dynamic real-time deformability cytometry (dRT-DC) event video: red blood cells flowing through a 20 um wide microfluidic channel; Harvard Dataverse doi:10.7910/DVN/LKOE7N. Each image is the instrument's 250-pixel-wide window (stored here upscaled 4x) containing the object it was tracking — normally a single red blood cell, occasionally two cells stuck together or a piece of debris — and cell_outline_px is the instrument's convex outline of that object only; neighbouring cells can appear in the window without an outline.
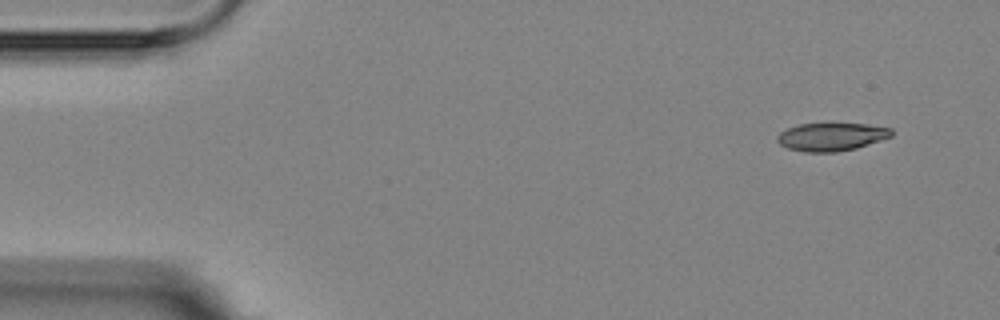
{"species": "Egyptian fruit bat (a non-hibernating species)", "species_latin": "Rousettus aegyptiacus", "temperature_condition": "room temperature", "stored_images_in_passage": 6, "camera_frame_rate_fps": 3000, "um_per_image_px": 0.085, "animal": {"sex": "female"}, "frame": {"image": 1, "passage_image": 1, "time_ms": 0.0, "image_size_px": [1000, 320], "cell_outline_px": [[892, 136], [856, 148], [836, 152], [804, 152], [788, 148], [780, 144], [776, 140], [776, 136], [780, 132], [788, 128], [800, 124], [828, 120], [868, 124], [892, 128]], "centroid_in_image_um": [70.66, 11.57], "position_along_channel_um": 14.3, "area_um2": 19.54}}
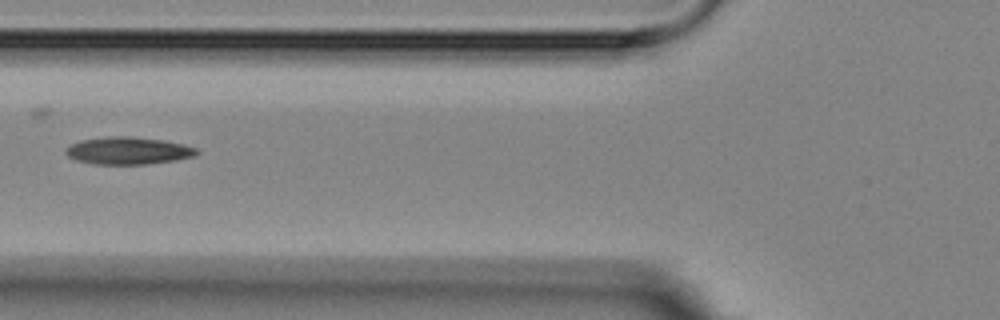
{"frame": {"image": 2, "passage_image": 5, "time_ms": 5.667, "image_size_px": [1000, 320], "cell_outline_px": [[200, 152], [196, 156], [176, 160], [148, 164], [92, 164], [76, 160], [68, 156], [64, 152], [64, 148], [80, 140], [108, 136], [128, 136], [164, 140], [184, 144], [196, 148]], "centroid_in_image_um": [10.9, 12.81], "position_along_channel_um": 114.9, "area_um2": 21.1}}
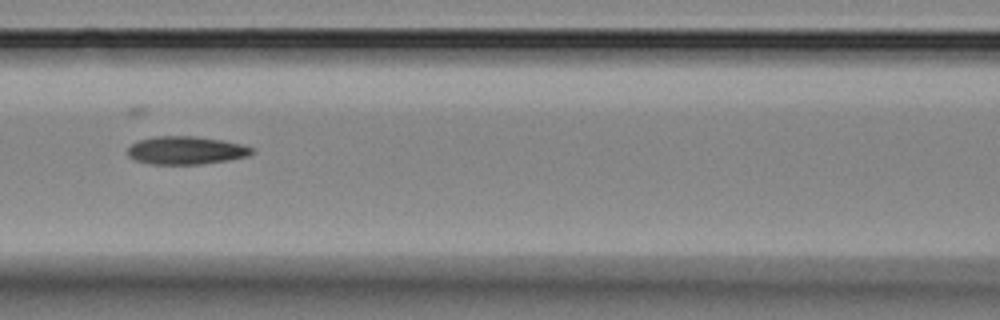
{"frame": {"image": 3, "passage_image": 6, "time_ms": 6.667, "image_size_px": [1000, 320], "cell_outline_px": [[256, 152], [248, 156], [228, 160], [200, 164], [148, 164], [136, 160], [128, 156], [128, 148], [132, 144], [140, 140], [152, 136], [196, 136], [220, 140], [240, 144], [252, 148]], "centroid_in_image_um": [15.8, 12.78], "position_along_channel_um": 150.8, "area_um2": 20.23}}